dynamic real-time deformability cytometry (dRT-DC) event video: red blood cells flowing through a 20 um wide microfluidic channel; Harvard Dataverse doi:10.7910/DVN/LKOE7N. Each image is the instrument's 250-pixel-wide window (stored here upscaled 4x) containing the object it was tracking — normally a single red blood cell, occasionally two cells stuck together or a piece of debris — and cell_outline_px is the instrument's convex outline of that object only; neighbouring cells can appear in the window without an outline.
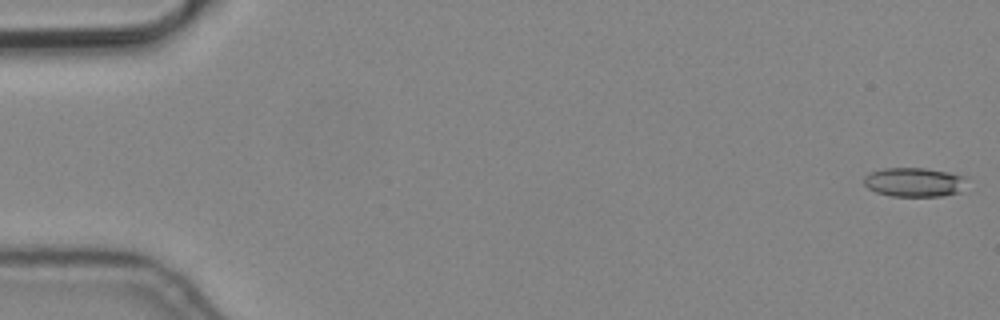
{"species": "common noctule bat (a hibernating species)", "species_latin": "Nyctalus noctula", "temperature_condition": "cold", "stored_images_in_passage": 5, "camera_frame_rate_fps": 3000, "um_per_image_px": 0.085, "animal": {"sex": "male", "body_mass_g": 19.2, "forearm_length_mm": 51.8}, "frame": {"image": 1, "passage_image": 1, "time_ms": 0.0, "image_size_px": [1000, 320], "cell_outline_px": [[968, 176], [960, 192], [940, 196], [892, 196], [876, 192], [868, 188], [864, 184], [864, 176], [872, 172], [884, 168], [924, 168], [948, 172]], "centroid_in_image_um": [77.72, 15.48], "position_along_channel_um": 7.3, "area_um2": 17.46}}